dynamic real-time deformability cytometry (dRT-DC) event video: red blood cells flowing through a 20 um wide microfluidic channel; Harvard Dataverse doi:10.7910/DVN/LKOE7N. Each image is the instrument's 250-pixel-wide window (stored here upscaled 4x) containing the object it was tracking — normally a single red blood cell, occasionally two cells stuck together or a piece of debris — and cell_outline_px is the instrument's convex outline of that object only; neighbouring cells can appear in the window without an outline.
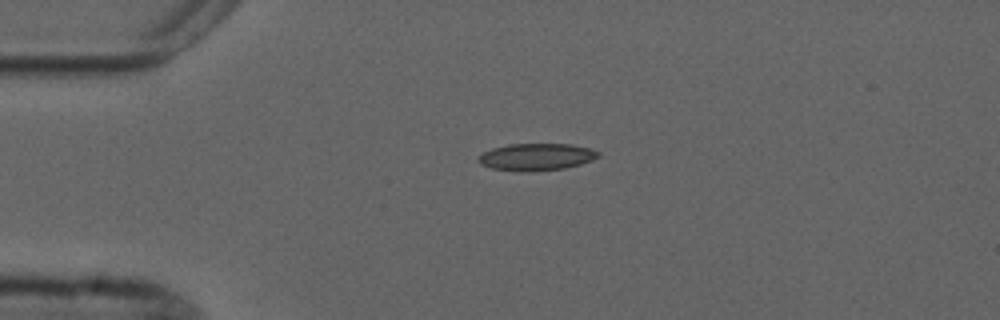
{"species": "common noctule bat (a hibernating species)", "species_latin": "Nyctalus noctula", "temperature_condition": "cold", "stored_images_in_passage": 2, "camera_frame_rate_fps": 3000, "um_per_image_px": 0.085, "animal": {"sex": "male", "forearm_length_mm": 52.5}, "frame": {"image": 1, "passage_image": 2, "time_ms": 1.333, "image_size_px": [1000, 320], "cell_outline_px": [[600, 156], [592, 160], [580, 164], [564, 168], [528, 172], [520, 172], [492, 168], [480, 164], [476, 160], [484, 152], [492, 148], [508, 144], [572, 144], [588, 148], [600, 152]], "centroid_in_image_um": [45.58, 13.34], "position_along_channel_um": 39.4, "area_um2": 18.96}}